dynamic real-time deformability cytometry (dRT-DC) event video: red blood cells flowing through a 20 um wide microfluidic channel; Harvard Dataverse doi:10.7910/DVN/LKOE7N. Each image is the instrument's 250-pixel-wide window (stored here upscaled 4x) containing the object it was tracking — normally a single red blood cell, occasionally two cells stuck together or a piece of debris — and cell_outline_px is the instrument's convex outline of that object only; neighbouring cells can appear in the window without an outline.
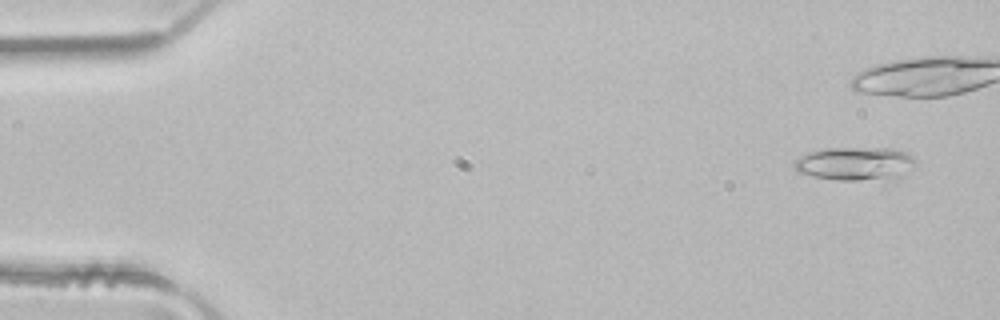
{"species": "common noctule bat (a hibernating species)", "species_latin": "Nyctalus noctula", "temperature_condition": "room temperature", "stored_images_in_passage": 4, "camera_frame_rate_fps": 3000, "um_per_image_px": 0.085, "animal": {"sex": "male", "body_mass_g": 21.5, "forearm_length_mm": 52.0}, "frame": {"image": 1, "passage_image": 1, "time_ms": 0.0, "image_size_px": [1000, 320], "cell_outline_px": [[916, 164], [900, 176], [856, 180], [840, 180], [812, 176], [796, 172], [792, 164], [800, 156], [808, 152], [820, 148], [896, 148], [908, 152], [916, 156]], "centroid_in_image_um": [72.67, 13.87], "position_along_channel_um": 12.3, "area_um2": 23.7}}